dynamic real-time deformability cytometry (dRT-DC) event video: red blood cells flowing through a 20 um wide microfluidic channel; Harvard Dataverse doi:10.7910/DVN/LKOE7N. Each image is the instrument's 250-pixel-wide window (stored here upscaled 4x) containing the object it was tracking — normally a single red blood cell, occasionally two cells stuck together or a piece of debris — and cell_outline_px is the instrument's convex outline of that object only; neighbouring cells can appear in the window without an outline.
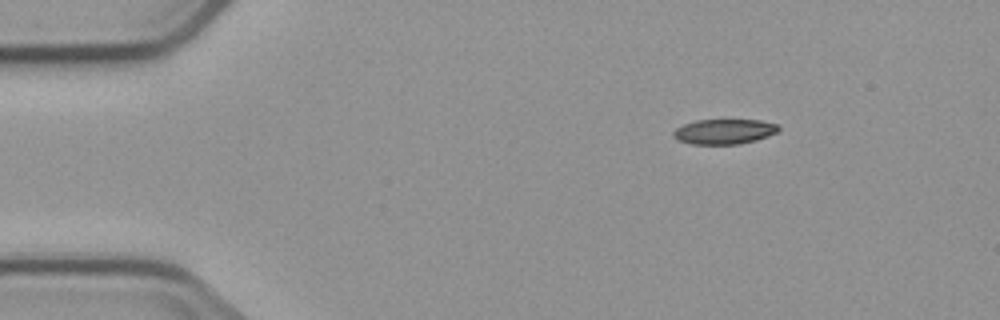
{"species": "common noctule bat (a hibernating species)", "species_latin": "Nyctalus noctula", "temperature_condition": "cold", "stored_images_in_passage": 3, "camera_frame_rate_fps": 3000, "um_per_image_px": 0.085, "animal": {"sex": "male", "body_mass_g": 23.1, "forearm_length_mm": 52.7}, "frame": {"image": 1, "passage_image": 1, "time_ms": 0.0, "image_size_px": [1000, 320], "cell_outline_px": [[780, 132], [756, 140], [740, 144], [692, 144], [676, 140], [672, 136], [672, 132], [676, 128], [684, 124], [696, 120], [760, 120], [780, 124]], "centroid_in_image_um": [61.58, 11.18], "position_along_channel_um": 23.4, "area_um2": 15.61}}